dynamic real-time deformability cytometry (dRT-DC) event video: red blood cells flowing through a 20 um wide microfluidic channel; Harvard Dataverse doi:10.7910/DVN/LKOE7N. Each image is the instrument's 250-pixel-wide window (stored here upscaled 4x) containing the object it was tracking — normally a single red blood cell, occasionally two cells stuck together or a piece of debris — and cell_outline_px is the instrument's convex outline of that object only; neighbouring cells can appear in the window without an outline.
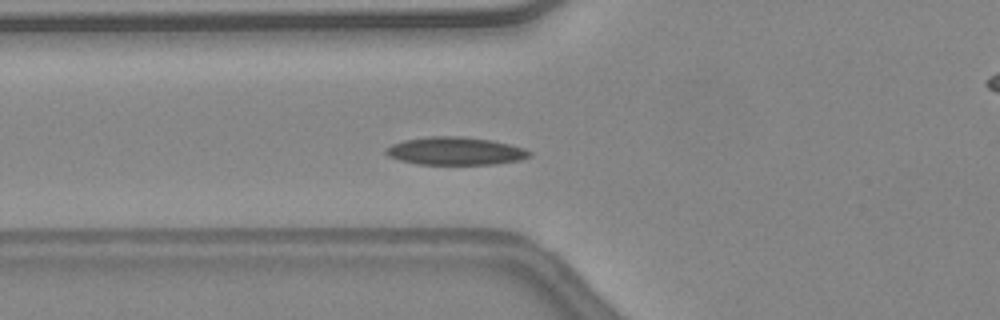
{"species": "common noctule bat (a hibernating species)", "species_latin": "Nyctalus noctula", "temperature_condition": "warm", "stored_images_in_passage": 35, "camera_frame_rate_fps": 3000, "um_per_image_px": 0.085, "animal": {"sex": "female", "body_mass_g": 24.6, "forearm_length_mm": 56.2}, "frame": {"image": 1, "passage_image": 6, "time_ms": 1.667, "image_size_px": [1000, 320], "cell_outline_px": [[532, 156], [520, 160], [496, 164], [416, 164], [400, 160], [388, 156], [384, 152], [384, 148], [392, 144], [404, 140], [428, 136], [460, 136], [492, 140], [524, 148], [532, 152]], "centroid_in_image_um": [38.7, 12.83], "position_along_channel_um": 87.1, "area_um2": 23.47}, "authors_computed_cell_mechanics": {"area_um2": 21.964, "velocity_mm_per_s": 4.4925, "shape_relaxation_time_tau1_ms": 2.7616, "shape_relaxation_time_tau2_ms": 3.7703, "deformation_change_tau1": 0.0896, "deformation_change_tau2": 0.08}}